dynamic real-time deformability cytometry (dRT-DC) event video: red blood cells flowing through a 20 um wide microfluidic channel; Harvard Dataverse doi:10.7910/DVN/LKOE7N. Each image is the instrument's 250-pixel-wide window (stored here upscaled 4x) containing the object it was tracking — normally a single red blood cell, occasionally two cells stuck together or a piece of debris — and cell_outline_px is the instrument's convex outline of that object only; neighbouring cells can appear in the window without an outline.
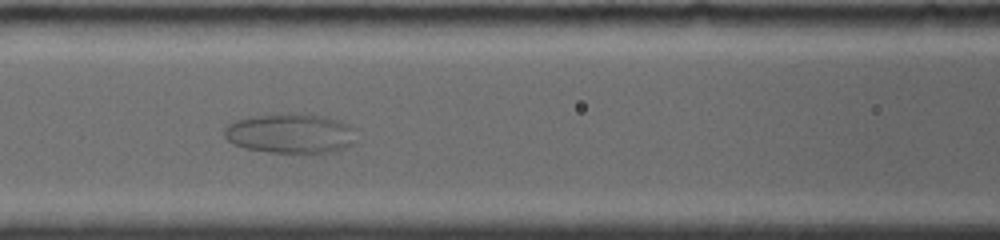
{"species": "common noctule bat (a hibernating species)", "species_latin": "Nyctalus noctula", "temperature_condition": "room temperature", "stored_images_in_passage": 48, "camera_frame_rate_fps": 4000, "um_per_image_px": 0.085, "animal": {"sex": "female", "body_mass_g": 19.0, "forearm_length_mm": 56.7}, "frame": {"image": 1, "passage_image": 9, "time_ms": 4.0, "image_size_px": [1000, 240], "cell_outline_px": [[356, 144], [344, 148], [328, 152], [268, 152], [244, 148], [232, 144], [224, 136], [224, 128], [228, 124], [236, 120], [252, 116], [284, 112], [300, 112], [324, 116], [340, 120], [356, 128]], "centroid_in_image_um": [24.72, 11.31], "position_along_channel_um": 141.9, "area_um2": 31.27}}
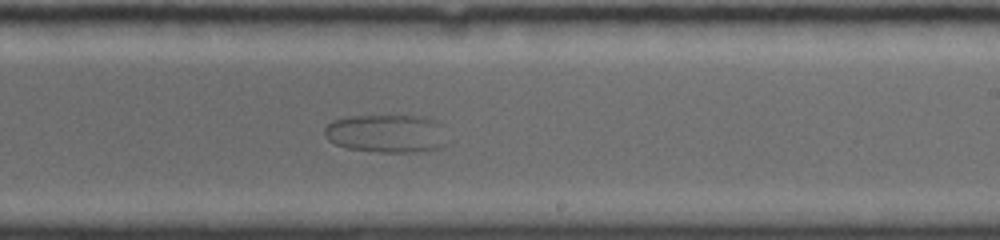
{"frame": {"image": 2, "passage_image": 18, "time_ms": 7.25, "image_size_px": [1000, 240], "cell_outline_px": [[444, 144], [440, 148], [412, 152], [380, 152], [348, 148], [336, 144], [328, 140], [324, 132], [324, 128], [332, 120], [348, 116], [424, 116], [436, 120], [440, 124]], "centroid_in_image_um": [32.8, 11.34], "position_along_channel_um": 256.2, "area_um2": 27.05}}
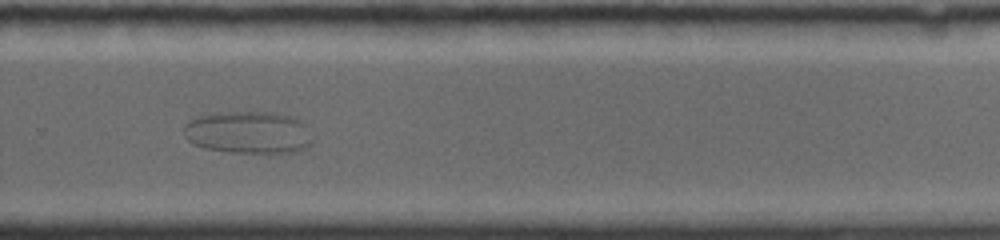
{"frame": {"image": 3, "passage_image": 26, "time_ms": 8.75, "image_size_px": [1000, 240], "cell_outline_px": [[308, 144], [304, 148], [292, 152], [232, 152], [204, 148], [192, 144], [188, 140], [184, 132], [184, 124], [188, 120], [196, 116], [216, 112], [276, 112], [296, 116], [308, 124]], "centroid_in_image_um": [21.07, 11.22], "position_along_channel_um": 308.7, "area_um2": 31.91}}